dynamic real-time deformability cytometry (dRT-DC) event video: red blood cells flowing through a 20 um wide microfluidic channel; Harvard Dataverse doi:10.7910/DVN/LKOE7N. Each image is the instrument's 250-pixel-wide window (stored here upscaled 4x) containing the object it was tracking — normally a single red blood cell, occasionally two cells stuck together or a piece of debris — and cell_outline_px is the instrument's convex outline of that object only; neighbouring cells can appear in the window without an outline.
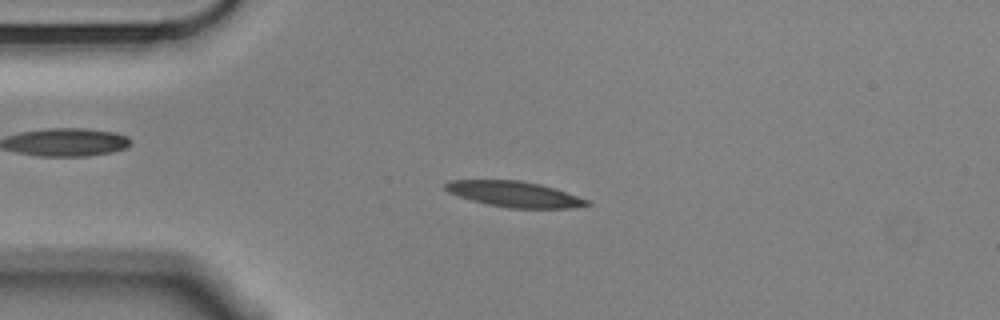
{"species": "Egyptian fruit bat (a non-hibernating species)", "species_latin": "Rousettus aegyptiacus", "temperature_condition": "cold", "stored_images_in_passage": 55, "camera_frame_rate_fps": 3000, "um_per_image_px": 0.085, "animal": {"sex": "male"}, "frame": {"image": 1, "passage_image": 12, "time_ms": 3.667, "image_size_px": [1000, 320], "cell_outline_px": [[592, 204], [572, 208], [508, 208], [488, 204], [472, 200], [448, 192], [444, 188], [444, 184], [448, 180], [520, 180], [540, 184], [556, 188], [588, 200]], "centroid_in_image_um": [43.73, 16.5], "position_along_channel_um": 41.3, "area_um2": 21.15}}
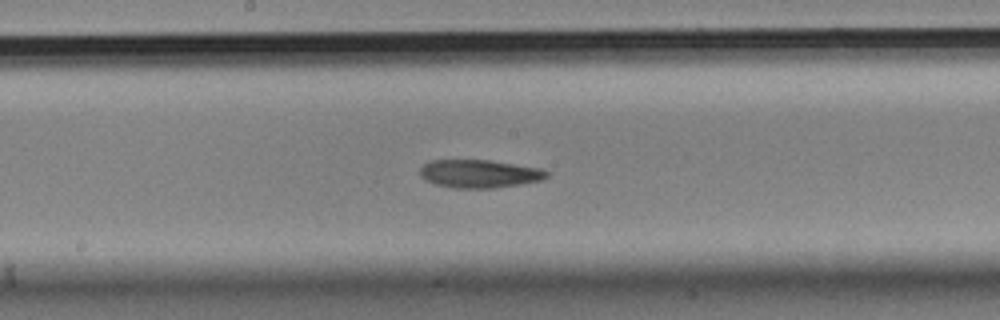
{"frame": {"image": 2, "passage_image": 28, "time_ms": 9.0, "image_size_px": [1000, 320], "cell_outline_px": [[548, 176], [540, 180], [496, 188], [452, 188], [436, 184], [424, 180], [420, 176], [420, 168], [428, 160], [488, 160], [540, 168], [548, 172]], "centroid_in_image_um": [40.69, 14.77], "position_along_channel_um": 207.5, "area_um2": 20.69}}
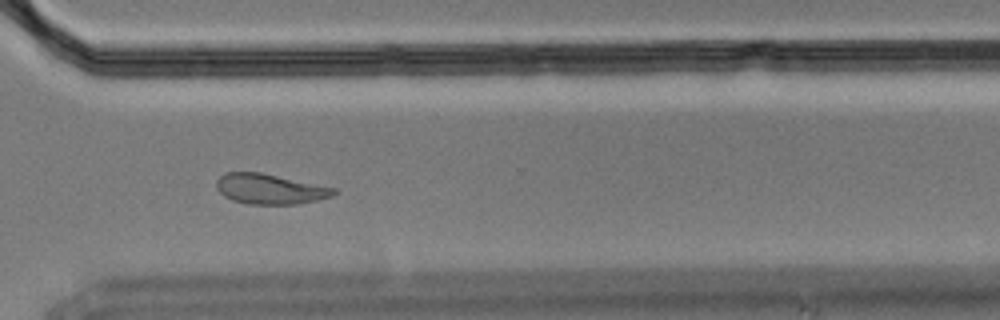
{"frame": {"image": 3, "passage_image": 40, "time_ms": 13.0, "image_size_px": [1000, 320], "cell_outline_px": [[336, 192], [332, 196], [316, 200], [296, 204], [248, 204], [232, 200], [224, 196], [216, 188], [216, 180], [224, 172], [260, 172], [336, 188]], "centroid_in_image_um": [22.9, 16.06], "position_along_channel_um": 347.7, "area_um2": 20.58}, "authors_computed_cell_mechanics": {"area_um2": 21.5594, "velocity_mm_per_s": 3.5114, "shape_relaxation_time_tau1_ms": 7.4351, "shape_relaxation_time_tau2_ms": 4.0356, "deformation_change_tau1": 0.1755, "deformation_change_tau2": 0.1003}}